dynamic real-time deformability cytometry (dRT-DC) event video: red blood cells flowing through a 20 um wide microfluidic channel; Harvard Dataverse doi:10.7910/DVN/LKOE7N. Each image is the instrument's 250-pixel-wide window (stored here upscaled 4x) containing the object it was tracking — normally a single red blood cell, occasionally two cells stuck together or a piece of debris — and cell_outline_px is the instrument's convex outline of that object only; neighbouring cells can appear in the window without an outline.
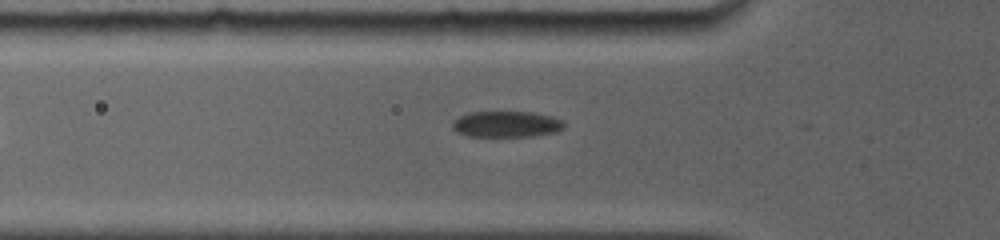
{"species": "common noctule bat (a hibernating species)", "species_latin": "Nyctalus noctula", "temperature_condition": "room temperature", "stored_images_in_passage": 41, "camera_frame_rate_fps": 5000, "um_per_image_px": 0.085, "animal": {"sex": "female", "body_mass_g": 19.0, "forearm_length_mm": 56.7}, "frame": {"image": 1, "passage_image": 8, "time_ms": 2.0, "image_size_px": [1000, 240], "cell_outline_px": [[564, 128], [556, 132], [532, 136], [468, 136], [456, 132], [452, 128], [452, 120], [468, 112], [532, 112], [552, 116], [564, 120]], "centroid_in_image_um": [43.04, 10.55], "position_along_channel_um": 82.8, "area_um2": 17.11}}
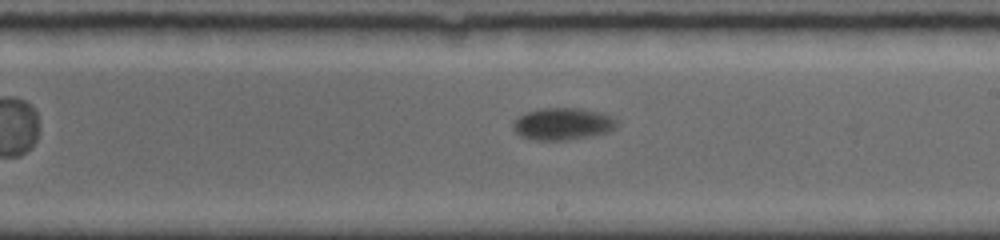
{"frame": {"image": 2, "passage_image": 24, "time_ms": 6.2, "image_size_px": [1000, 240], "cell_outline_px": [[620, 124], [616, 128], [604, 132], [564, 140], [540, 140], [520, 136], [512, 128], [512, 120], [528, 112], [540, 108], [580, 108], [612, 116], [620, 120]], "centroid_in_image_um": [47.82, 10.51], "position_along_channel_um": 241.2, "area_um2": 19.19}}
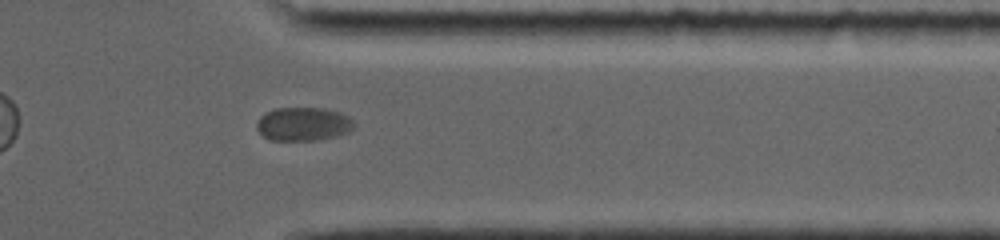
{"frame": {"image": 3, "passage_image": 36, "time_ms": 10.0, "image_size_px": [1000, 240], "cell_outline_px": [[356, 124], [348, 132], [316, 140], [268, 140], [256, 128], [256, 120], [264, 112], [276, 108], [324, 108], [340, 112], [348, 116]], "centroid_in_image_um": [25.74, 10.53], "position_along_channel_um": 385.7, "area_um2": 19.07}, "authors_computed_cell_mechanics": {"area_um2": 19.074, "velocity_mm_per_s": 3.776, "shape_relaxation_time_tau1_ms": 2.5468, "shape_relaxation_time_tau2_ms": null, "deformation_change_tau1": 0.0986, "deformation_change_tau2": null}}